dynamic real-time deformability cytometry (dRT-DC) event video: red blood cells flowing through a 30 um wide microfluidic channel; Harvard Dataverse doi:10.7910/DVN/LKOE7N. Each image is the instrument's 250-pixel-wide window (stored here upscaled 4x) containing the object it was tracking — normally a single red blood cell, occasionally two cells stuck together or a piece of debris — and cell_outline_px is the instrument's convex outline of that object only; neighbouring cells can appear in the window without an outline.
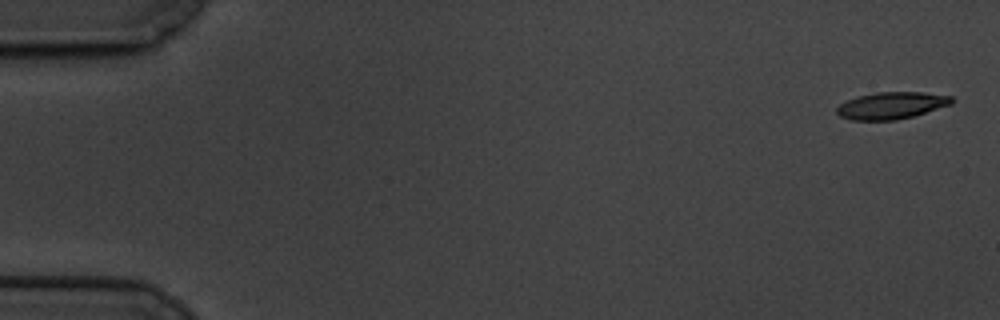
{"species": "common noctule bat (a hibernating species)", "species_latin": "Nyctalus noctula", "temperature_condition": "cold", "stored_images_in_passage": 6, "camera_frame_rate_fps": 3000, "um_per_image_px": 0.085, "animal": {"sex": "male", "body_mass_g": 19.5, "forearm_length_mm": 54.6}, "frame": {"image": 1, "passage_image": 1, "time_ms": 0.0, "image_size_px": [1000, 320], "cell_outline_px": [[956, 100], [952, 104], [912, 116], [896, 120], [852, 120], [840, 116], [836, 112], [836, 108], [840, 104], [856, 96], [876, 92], [924, 92], [952, 96]], "centroid_in_image_um": [75.79, 8.96], "position_along_channel_um": 9.2, "area_um2": 18.09}}
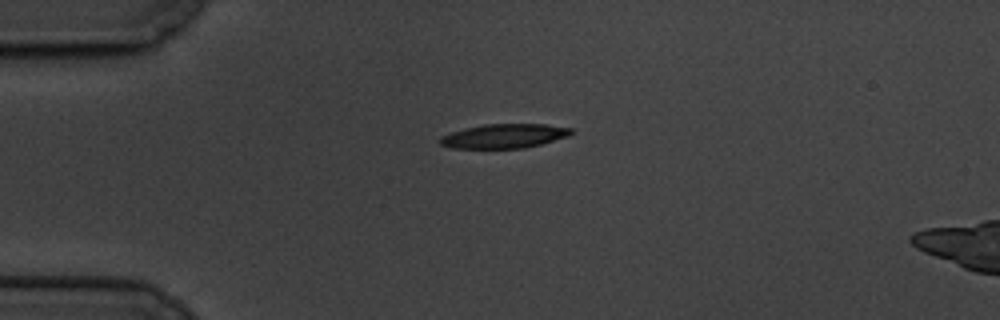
{"frame": {"image": 2, "passage_image": 5, "time_ms": 4.333, "image_size_px": [1000, 320], "cell_outline_px": [[572, 132], [568, 136], [540, 144], [524, 148], [452, 148], [440, 144], [436, 140], [440, 136], [464, 128], [484, 124], [544, 124], [572, 128]], "centroid_in_image_um": [42.8, 11.56], "position_along_channel_um": 42.2, "area_um2": 18.5}}